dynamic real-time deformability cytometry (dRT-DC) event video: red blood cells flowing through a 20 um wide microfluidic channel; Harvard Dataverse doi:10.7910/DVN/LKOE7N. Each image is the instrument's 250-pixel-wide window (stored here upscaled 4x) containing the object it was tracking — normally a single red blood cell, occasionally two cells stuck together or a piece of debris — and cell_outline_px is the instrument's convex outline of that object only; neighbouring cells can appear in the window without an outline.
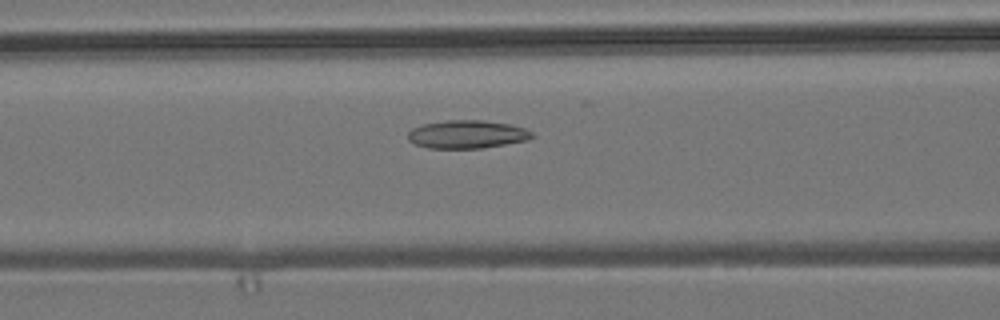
{"species": "common noctule bat (a hibernating species)", "species_latin": "Nyctalus noctula", "temperature_condition": "room temperature", "stored_images_in_passage": 42, "camera_frame_rate_fps": 3000, "um_per_image_px": 0.085, "animal": {"sex": "male", "body_mass_g": 19.2, "forearm_length_mm": 51.8}, "frame": {"image": 1, "passage_image": 10, "time_ms": 3.0, "image_size_px": [1000, 320], "cell_outline_px": [[536, 136], [528, 140], [484, 148], [428, 148], [416, 144], [408, 140], [408, 132], [412, 128], [424, 124], [448, 120], [484, 120], [508, 124], [524, 128], [532, 132]], "centroid_in_image_um": [39.72, 11.42], "position_along_channel_um": 126.9, "area_um2": 20.35}}
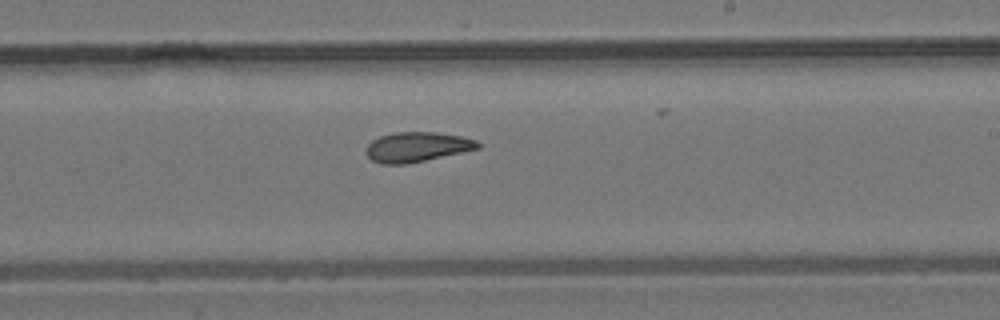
{"frame": {"image": 2, "passage_image": 20, "time_ms": 6.333, "image_size_px": [1000, 320], "cell_outline_px": [[480, 148], [408, 164], [380, 164], [372, 160], [368, 156], [368, 144], [372, 140], [380, 136], [396, 132], [436, 132], [460, 136], [476, 140], [480, 144]], "centroid_in_image_um": [35.45, 12.49], "position_along_channel_um": 253.5, "area_um2": 19.25}}
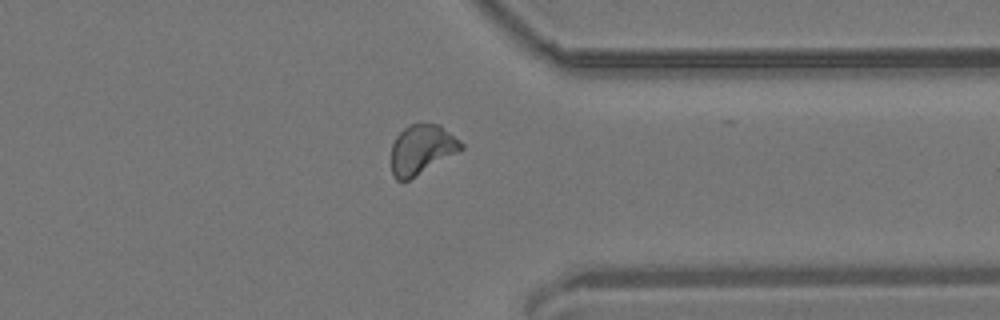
{"frame": {"image": 3, "passage_image": 30, "time_ms": 9.667, "image_size_px": [1000, 320], "cell_outline_px": [[464, 148], [408, 180], [396, 180], [392, 176], [392, 144], [396, 136], [408, 124], [440, 124], [460, 140], [464, 144]], "centroid_in_image_um": [35.84, 12.68], "position_along_channel_um": 375.6, "area_um2": 19.94}, "authors_computed_cell_mechanics": {"area_um2": 19.8254, "velocity_mm_per_s": 3.8078, "shape_relaxation_time_tau1_ms": null, "shape_relaxation_time_tau2_ms": 4.2625, "deformation_change_tau1": null, "deformation_change_tau2": 0.1051}}